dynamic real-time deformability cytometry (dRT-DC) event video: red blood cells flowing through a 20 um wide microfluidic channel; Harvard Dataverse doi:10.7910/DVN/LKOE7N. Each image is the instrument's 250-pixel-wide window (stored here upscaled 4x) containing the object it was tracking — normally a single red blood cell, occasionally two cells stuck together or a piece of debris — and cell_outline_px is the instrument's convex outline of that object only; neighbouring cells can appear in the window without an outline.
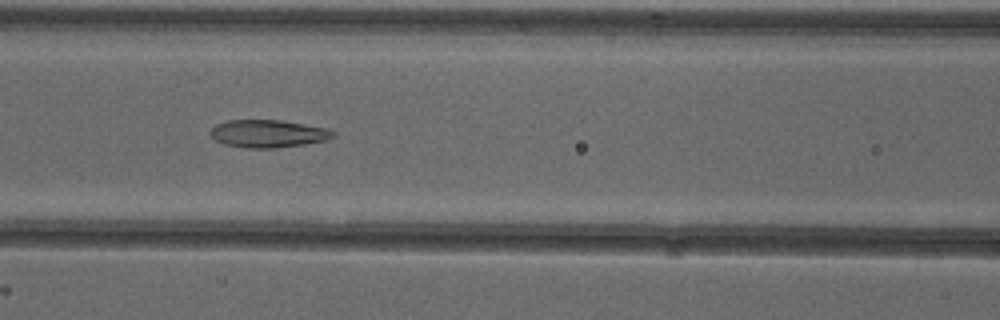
{"species": "common noctule bat (a hibernating species)", "species_latin": "Nyctalus noctula", "temperature_condition": "cold", "stored_images_in_passage": 47, "camera_frame_rate_fps": 3000, "um_per_image_px": 0.085, "animal": {"sex": "female"}, "frame": {"image": 1, "passage_image": 18, "time_ms": 5.667, "image_size_px": [1000, 320], "cell_outline_px": [[336, 136], [328, 140], [304, 144], [276, 148], [248, 148], [224, 144], [216, 140], [212, 136], [212, 128], [216, 124], [228, 120], [280, 120], [328, 128], [336, 132]], "centroid_in_image_um": [22.85, 11.36], "position_along_channel_um": 143.8, "area_um2": 19.77}}
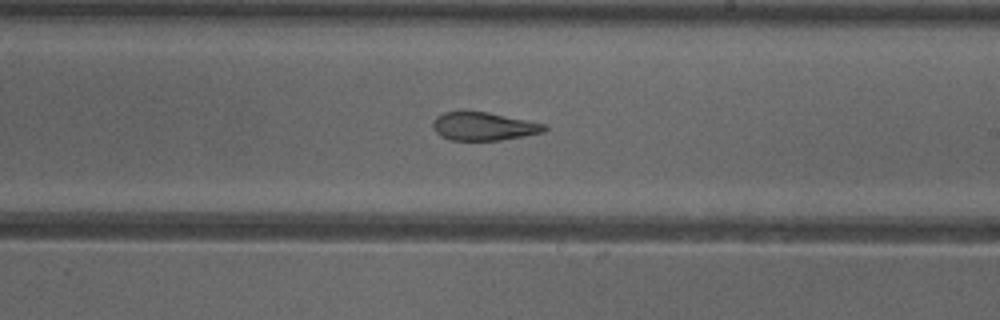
{"frame": {"image": 2, "passage_image": 26, "time_ms": 8.333, "image_size_px": [1000, 320], "cell_outline_px": [[548, 128], [544, 132], [524, 136], [500, 140], [452, 140], [440, 136], [432, 128], [432, 120], [436, 116], [444, 112], [488, 112], [544, 124]], "centroid_in_image_um": [41.07, 10.74], "position_along_channel_um": 247.9, "area_um2": 18.21}}
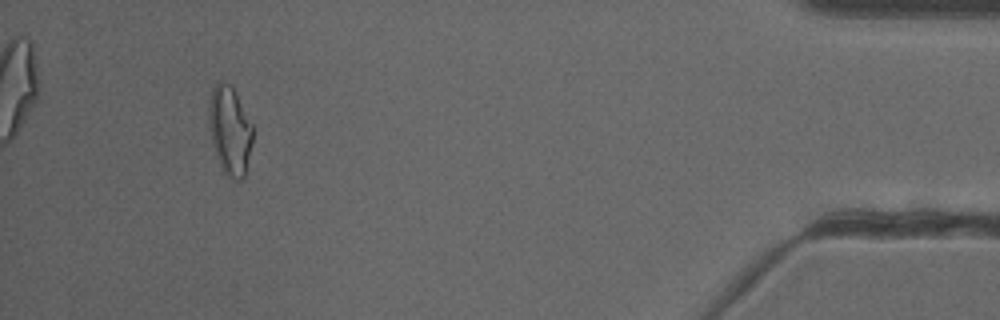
{"frame": {"image": 3, "passage_image": 44, "time_ms": 14.333, "image_size_px": [1000, 320], "cell_outline_px": [[252, 144], [244, 180], [236, 180], [228, 176], [224, 172], [220, 164], [212, 144], [208, 120], [208, 100], [212, 88], [220, 80], [228, 84], [236, 92], [252, 124]], "centroid_in_image_um": [19.53, 11.08], "position_along_channel_um": 415.7, "area_um2": 22.77}, "authors_computed_cell_mechanics": {"area_um2": 20.6346, "velocity_mm_per_s": 3.9129, "shape_relaxation_time_tau1_ms": null, "shape_relaxation_time_tau2_ms": 3.036, "deformation_change_tau1": null, "deformation_change_tau2": 0.121}}